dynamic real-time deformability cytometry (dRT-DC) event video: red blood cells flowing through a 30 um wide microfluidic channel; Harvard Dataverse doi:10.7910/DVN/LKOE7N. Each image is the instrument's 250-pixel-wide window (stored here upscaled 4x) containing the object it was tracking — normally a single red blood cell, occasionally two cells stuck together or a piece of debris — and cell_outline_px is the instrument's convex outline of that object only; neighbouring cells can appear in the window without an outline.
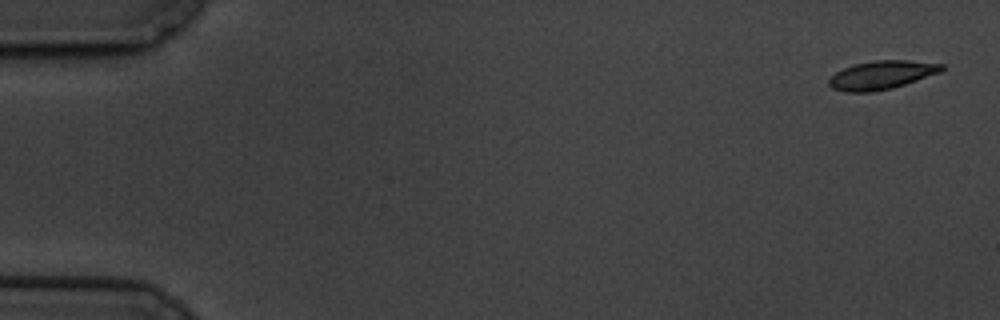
{"species": "common noctule bat (a hibernating species)", "species_latin": "Nyctalus noctula", "temperature_condition": "cold", "stored_images_in_passage": 6, "camera_frame_rate_fps": 3000, "um_per_image_px": 0.085, "animal": {"sex": "male", "body_mass_g": 19.5, "forearm_length_mm": 54.6}, "frame": {"image": 1, "passage_image": 1, "time_ms": 0.0, "image_size_px": [1000, 320], "cell_outline_px": [[944, 68], [940, 72], [892, 88], [872, 92], [844, 92], [832, 88], [828, 84], [828, 80], [836, 72], [844, 68], [856, 64], [876, 60], [908, 60], [944, 64]], "centroid_in_image_um": [74.92, 6.38], "position_along_channel_um": 10.1, "area_um2": 18.55}}
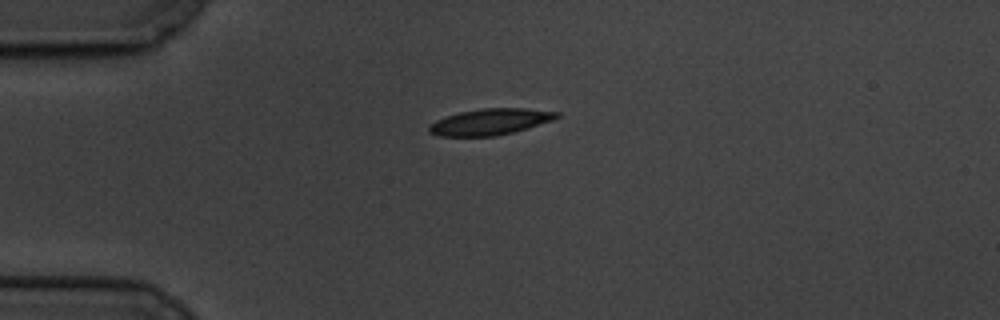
{"frame": {"image": 2, "passage_image": 4, "time_ms": 4.333, "image_size_px": [1000, 320], "cell_outline_px": [[560, 116], [552, 120], [512, 132], [496, 136], [440, 136], [428, 132], [428, 128], [436, 120], [444, 116], [460, 112], [480, 108], [524, 108], [560, 112]], "centroid_in_image_um": [41.64, 10.34], "position_along_channel_um": 43.4, "area_um2": 19.36}}
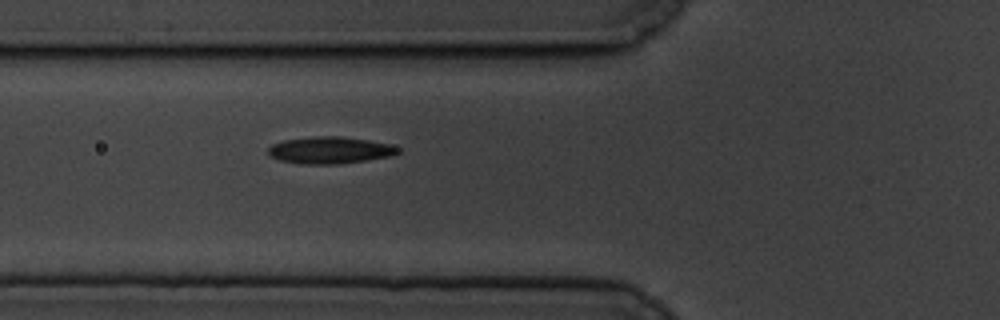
{"frame": {"image": 3, "passage_image": 6, "time_ms": 6.667, "image_size_px": [1000, 320], "cell_outline_px": [[400, 152], [392, 156], [340, 164], [304, 164], [280, 160], [272, 156], [268, 152], [268, 148], [272, 144], [284, 140], [316, 136], [340, 136], [368, 140], [388, 144], [400, 148]], "centroid_in_image_um": [28.06, 12.76], "position_along_channel_um": 97.7, "area_um2": 20.23}}